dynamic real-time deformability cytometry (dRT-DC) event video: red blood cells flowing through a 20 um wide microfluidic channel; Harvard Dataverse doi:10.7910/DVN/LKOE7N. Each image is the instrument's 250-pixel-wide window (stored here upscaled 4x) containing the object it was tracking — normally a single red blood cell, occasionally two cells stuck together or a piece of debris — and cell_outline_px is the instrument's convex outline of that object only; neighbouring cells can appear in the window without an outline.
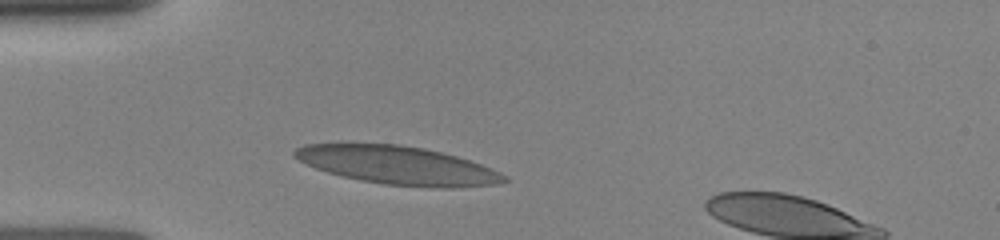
{"species": "human", "species_latin": "Homo sapiens", "temperature_condition": "room temperature", "stored_images_in_passage": 3, "camera_frame_rate_fps": 3000, "um_per_image_px": 0.085, "donor": {"sex": "female"}, "frame": {"image": 1, "passage_image": 1, "time_ms": 0.0, "image_size_px": [1000, 240], "cell_outline_px": [[508, 180], [492, 184], [452, 188], [436, 188], [384, 184], [360, 180], [328, 172], [316, 168], [292, 156], [292, 152], [296, 148], [304, 144], [344, 140], [396, 144], [424, 148], [456, 156], [480, 164], [500, 172], [508, 176]], "centroid_in_image_um": [33.68, 14.0], "position_along_channel_um": 51.3, "area_um2": 47.57}}